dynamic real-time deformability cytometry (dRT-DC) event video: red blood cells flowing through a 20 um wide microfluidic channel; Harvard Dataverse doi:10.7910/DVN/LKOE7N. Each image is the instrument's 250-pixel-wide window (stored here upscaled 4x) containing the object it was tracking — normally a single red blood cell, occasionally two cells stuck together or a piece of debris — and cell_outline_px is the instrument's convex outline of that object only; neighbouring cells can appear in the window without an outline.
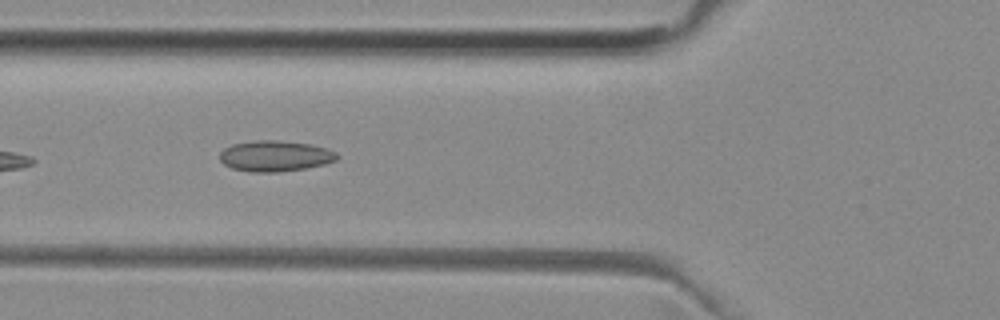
{"species": "common noctule bat (a hibernating species)", "species_latin": "Nyctalus noctula", "temperature_condition": "room temperature", "stored_images_in_passage": 24, "camera_frame_rate_fps": 3000, "um_per_image_px": 0.085, "animal": {"sex": "female", "body_mass_g": 29.2, "forearm_length_mm": 56.3}, "frame": {"image": 1, "passage_image": 6, "time_ms": 1.667, "image_size_px": [1000, 320], "cell_outline_px": [[340, 156], [336, 160], [324, 164], [304, 168], [276, 172], [248, 172], [232, 168], [224, 164], [220, 160], [220, 152], [224, 148], [232, 144], [256, 140], [280, 140], [312, 144], [336, 152]], "centroid_in_image_um": [23.37, 13.25], "position_along_channel_um": 102.4, "area_um2": 21.1}}
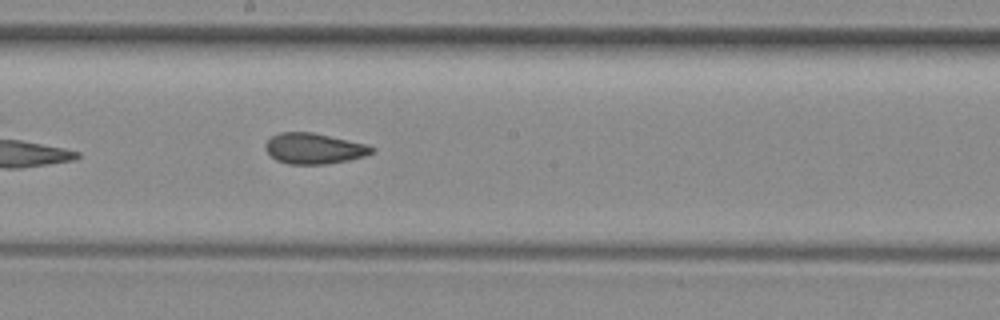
{"frame": {"image": 2, "passage_image": 15, "time_ms": 4.667, "image_size_px": [1000, 320], "cell_outline_px": [[376, 148], [372, 152], [364, 156], [348, 160], [324, 164], [288, 164], [276, 160], [264, 148], [264, 144], [272, 136], [280, 132], [312, 132], [368, 144]], "centroid_in_image_um": [26.69, 12.62], "position_along_channel_um": 221.5, "area_um2": 19.02}}
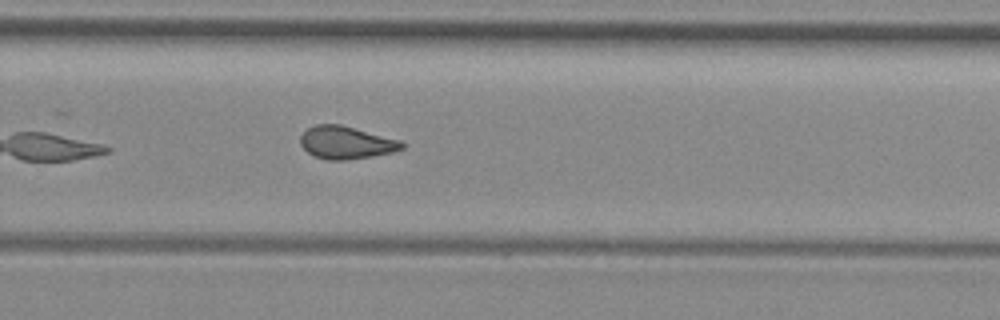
{"frame": {"image": 3, "passage_image": 21, "time_ms": 6.667, "image_size_px": [1000, 320], "cell_outline_px": [[404, 148], [392, 152], [372, 156], [344, 160], [328, 160], [312, 156], [300, 144], [300, 136], [308, 128], [316, 124], [340, 124], [400, 140], [404, 144]], "centroid_in_image_um": [29.4, 12.12], "position_along_channel_um": 300.4, "area_um2": 19.25}}